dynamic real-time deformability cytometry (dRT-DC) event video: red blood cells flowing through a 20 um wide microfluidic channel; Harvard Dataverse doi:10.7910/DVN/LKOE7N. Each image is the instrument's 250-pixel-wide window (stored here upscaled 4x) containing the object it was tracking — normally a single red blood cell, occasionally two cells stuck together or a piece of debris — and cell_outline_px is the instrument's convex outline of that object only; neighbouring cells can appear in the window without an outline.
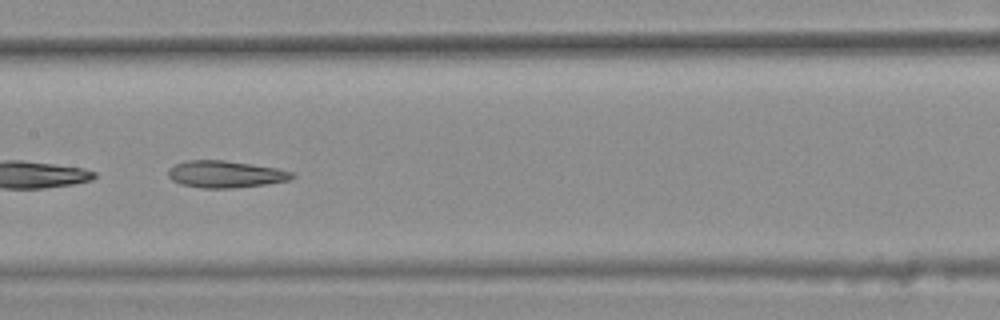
{"species": "common noctule bat (a hibernating species)", "species_latin": "Nyctalus noctula", "temperature_condition": "warm", "stored_images_in_passage": 9, "camera_frame_rate_fps": 3000, "um_per_image_px": 0.085, "animal": {"sex": "female", "body_mass_g": 25.1}, "frame": {"image": 1, "passage_image": 7, "time_ms": 2.0, "image_size_px": [1000, 320], "cell_outline_px": [[296, 176], [288, 180], [264, 184], [232, 188], [200, 188], [180, 184], [172, 180], [168, 176], [168, 168], [176, 164], [188, 160], [224, 160], [252, 164], [276, 168], [292, 172]], "centroid_in_image_um": [19.12, 14.8], "position_along_channel_um": 188.3, "area_um2": 19.36}}
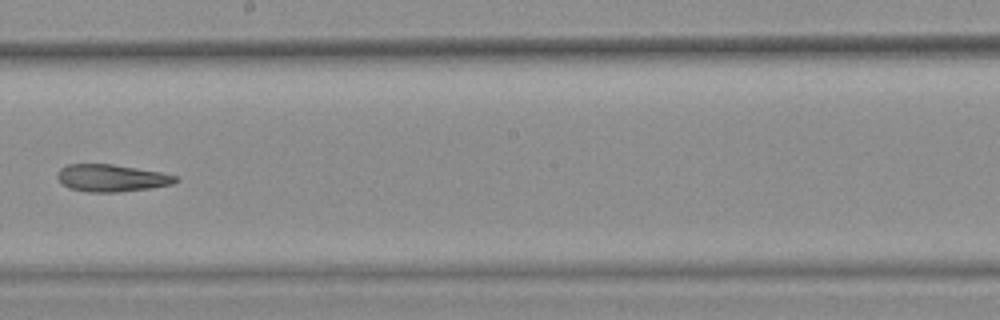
{"frame": {"image": 2, "passage_image": 8, "time_ms": 2.333, "image_size_px": [1000, 320], "cell_outline_px": [[180, 180], [172, 184], [152, 188], [116, 192], [88, 192], [68, 188], [56, 176], [56, 172], [60, 168], [68, 164], [112, 164], [160, 172], [180, 176]], "centroid_in_image_um": [9.5, 15.13], "position_along_channel_um": 238.7, "area_um2": 18.84}}
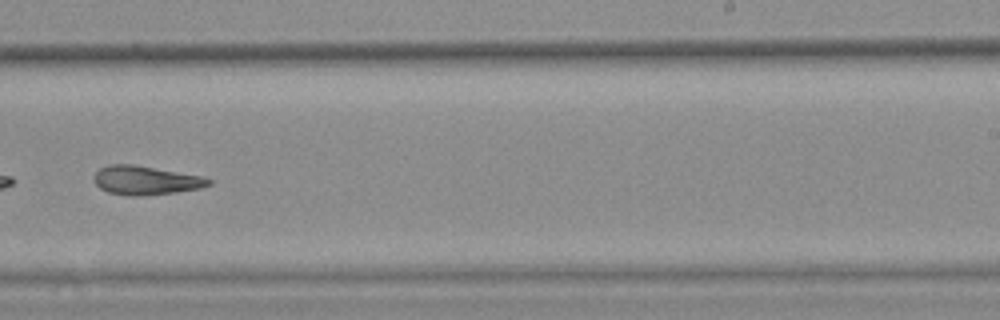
{"frame": {"image": 3, "passage_image": 9, "time_ms": 2.667, "image_size_px": [1000, 320], "cell_outline_px": [[212, 184], [200, 188], [176, 192], [136, 196], [132, 196], [108, 192], [100, 188], [92, 180], [92, 176], [100, 168], [108, 164], [132, 164], [204, 176], [212, 180]], "centroid_in_image_um": [12.37, 15.32], "position_along_channel_um": 276.6, "area_um2": 19.36}}